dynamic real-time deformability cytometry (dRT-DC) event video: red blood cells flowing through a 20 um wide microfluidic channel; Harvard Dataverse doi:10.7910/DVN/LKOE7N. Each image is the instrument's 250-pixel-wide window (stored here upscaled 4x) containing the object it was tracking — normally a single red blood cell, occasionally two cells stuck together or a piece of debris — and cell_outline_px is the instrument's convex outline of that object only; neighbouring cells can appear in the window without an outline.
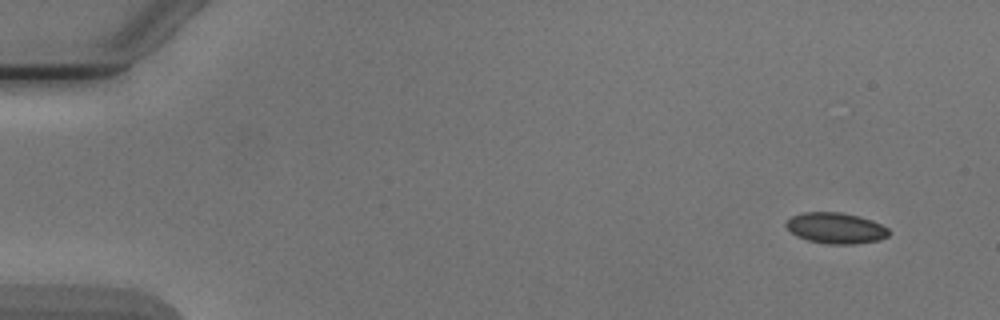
{"species": "Egyptian fruit bat (a non-hibernating species)", "species_latin": "Rousettus aegyptiacus", "temperature_condition": "cold", "stored_images_in_passage": 6, "camera_frame_rate_fps": 3000, "um_per_image_px": 0.085, "animal": {"sex": "male"}, "frame": {"image": 1, "passage_image": 1, "time_ms": 0.0, "image_size_px": [1000, 320], "cell_outline_px": [[892, 232], [888, 236], [880, 240], [856, 244], [828, 244], [808, 240], [796, 236], [784, 224], [792, 216], [804, 212], [840, 212], [872, 220], [888, 228]], "centroid_in_image_um": [71.07, 19.4], "position_along_channel_um": 13.9, "area_um2": 18.5}}
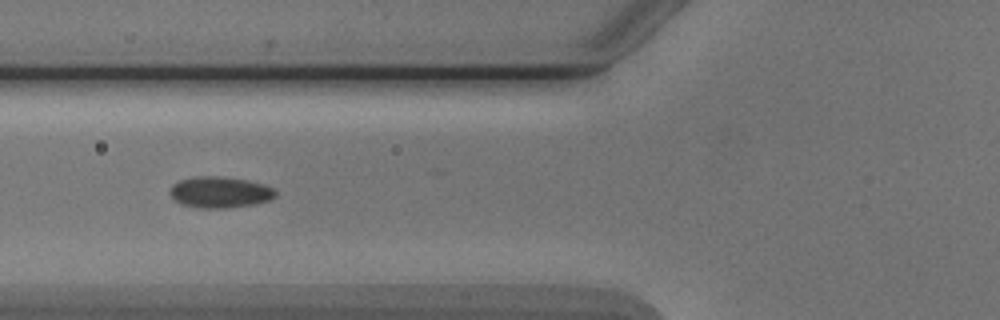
{"frame": {"image": 2, "passage_image": 6, "time_ms": 5.667, "image_size_px": [1000, 320], "cell_outline_px": [[276, 196], [268, 200], [256, 204], [224, 208], [196, 208], [180, 204], [172, 200], [168, 192], [172, 184], [180, 180], [196, 176], [220, 176], [248, 180], [264, 184], [276, 188]], "centroid_in_image_um": [18.66, 16.34], "position_along_channel_um": 107.1, "area_um2": 19.59}}